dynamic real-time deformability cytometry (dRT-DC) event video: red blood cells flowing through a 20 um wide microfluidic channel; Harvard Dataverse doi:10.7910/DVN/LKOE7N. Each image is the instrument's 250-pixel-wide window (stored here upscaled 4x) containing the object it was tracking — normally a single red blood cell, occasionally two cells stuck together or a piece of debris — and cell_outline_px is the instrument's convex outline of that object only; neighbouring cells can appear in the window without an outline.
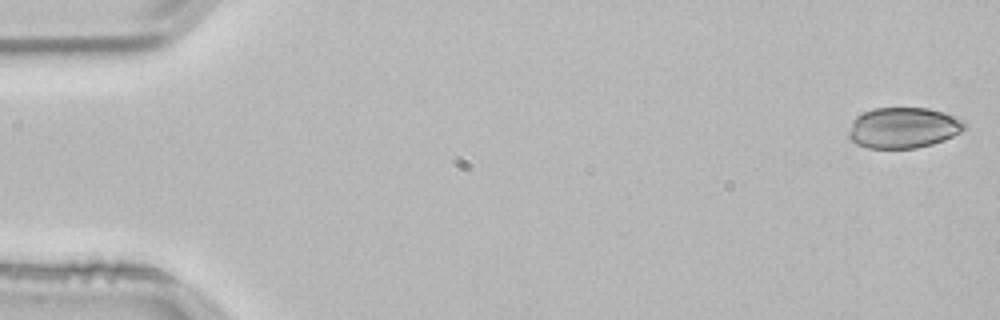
{"species": "common noctule bat (a hibernating species)", "species_latin": "Nyctalus noctula", "temperature_condition": "room temperature", "stored_images_in_passage": 53, "camera_frame_rate_fps": 3000, "um_per_image_px": 0.085, "animal": {"sex": "male", "body_mass_g": 21.5, "forearm_length_mm": 52.0}, "frame": {"image": 1, "passage_image": 1, "time_ms": 0.0, "image_size_px": [1000, 320], "cell_outline_px": [[968, 128], [944, 140], [932, 144], [916, 148], [868, 148], [856, 144], [848, 136], [848, 132], [852, 120], [856, 116], [864, 112], [876, 108], [928, 108], [944, 112], [964, 120], [968, 124]], "centroid_in_image_um": [76.8, 10.86], "position_along_channel_um": 8.2, "area_um2": 27.74}}
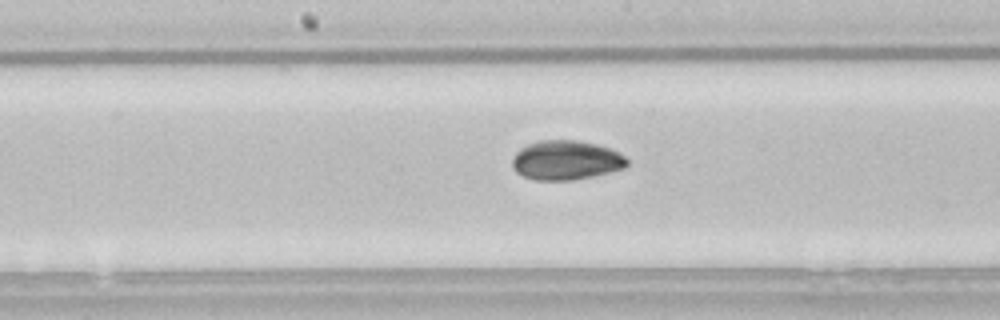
{"frame": {"image": 2, "passage_image": 27, "time_ms": 8.667, "image_size_px": [1000, 320], "cell_outline_px": [[628, 164], [624, 168], [592, 176], [572, 180], [536, 180], [524, 176], [516, 172], [512, 168], [512, 160], [516, 152], [520, 148], [528, 144], [540, 140], [576, 140], [596, 144], [612, 148], [620, 152], [628, 160]], "centroid_in_image_um": [48.11, 13.61], "position_along_channel_um": 200.1, "area_um2": 26.41}}
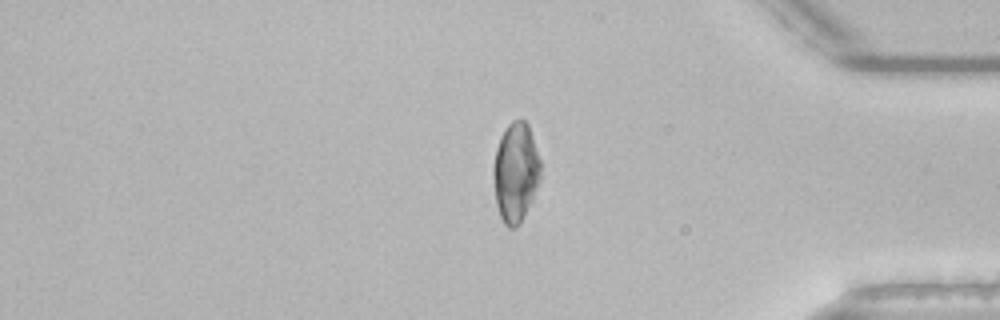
{"frame": {"image": 3, "passage_image": 44, "time_ms": 14.333, "image_size_px": [1000, 320], "cell_outline_px": [[540, 180], [524, 216], [520, 224], [516, 228], [508, 228], [504, 224], [500, 216], [496, 204], [492, 176], [492, 168], [496, 148], [500, 136], [504, 128], [512, 120], [524, 120], [528, 124], [540, 160]], "centroid_in_image_um": [43.8, 14.65], "position_along_channel_um": 391.4, "area_um2": 27.51}, "authors_computed_cell_mechanics": {"area_um2": 27.744, "velocity_mm_per_s": 3.8166, "shape_relaxation_time_tau1_ms": 7.1383, "shape_relaxation_time_tau2_ms": 2.0165, "deformation_change_tau1": 0.1544, "deformation_change_tau2": 0.0317}}